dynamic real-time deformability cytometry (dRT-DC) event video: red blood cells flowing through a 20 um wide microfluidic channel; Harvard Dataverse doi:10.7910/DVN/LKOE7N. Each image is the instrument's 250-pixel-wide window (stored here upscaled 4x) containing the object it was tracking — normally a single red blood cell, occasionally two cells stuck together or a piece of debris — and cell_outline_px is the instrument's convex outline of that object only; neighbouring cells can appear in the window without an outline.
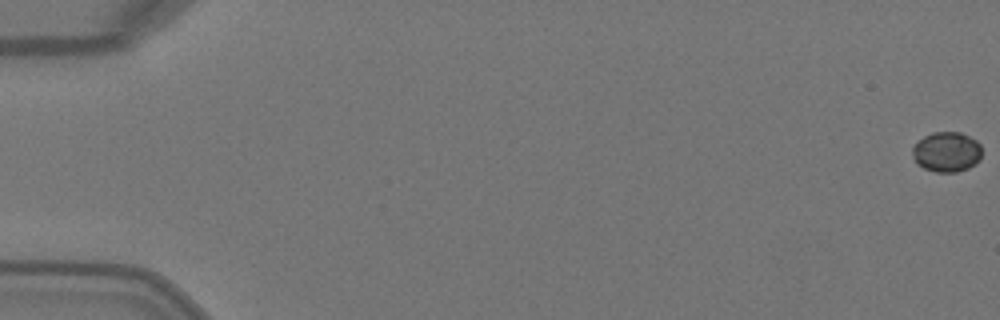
{"species": "Egyptian fruit bat (a non-hibernating species)", "species_latin": "Rousettus aegyptiacus", "temperature_condition": "warm", "stored_images_in_passage": 4, "camera_frame_rate_fps": 3000, "um_per_image_px": 0.085, "animal": {"sex": "female"}, "frame": {"image": 1, "passage_image": 1, "time_ms": 0.0, "image_size_px": [1000, 320], "cell_outline_px": [[980, 160], [976, 164], [968, 168], [956, 172], [936, 172], [924, 168], [916, 164], [912, 156], [912, 148], [916, 140], [932, 132], [960, 132], [976, 140], [980, 144]], "centroid_in_image_um": [80.43, 12.91], "position_along_channel_um": 4.6, "area_um2": 16.42}}
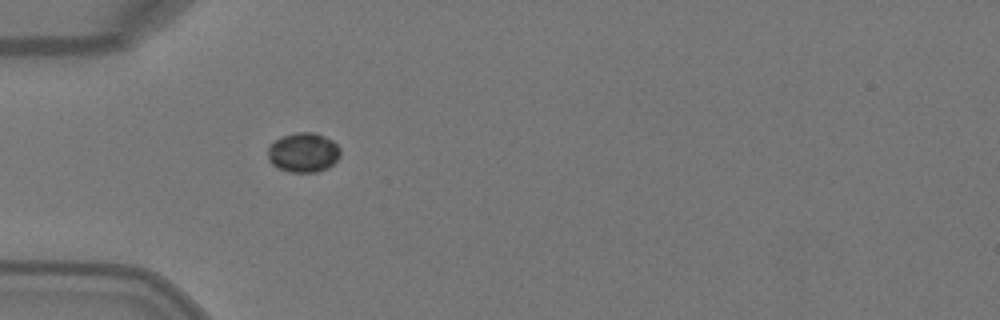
{"frame": {"image": 2, "passage_image": 4, "time_ms": 1.0, "image_size_px": [1000, 320], "cell_outline_px": [[340, 156], [328, 168], [316, 172], [288, 172], [272, 164], [268, 160], [268, 144], [280, 136], [296, 132], [316, 132], [332, 140], [340, 148]], "centroid_in_image_um": [25.76, 12.94], "position_along_channel_um": 59.2, "area_um2": 16.94}}